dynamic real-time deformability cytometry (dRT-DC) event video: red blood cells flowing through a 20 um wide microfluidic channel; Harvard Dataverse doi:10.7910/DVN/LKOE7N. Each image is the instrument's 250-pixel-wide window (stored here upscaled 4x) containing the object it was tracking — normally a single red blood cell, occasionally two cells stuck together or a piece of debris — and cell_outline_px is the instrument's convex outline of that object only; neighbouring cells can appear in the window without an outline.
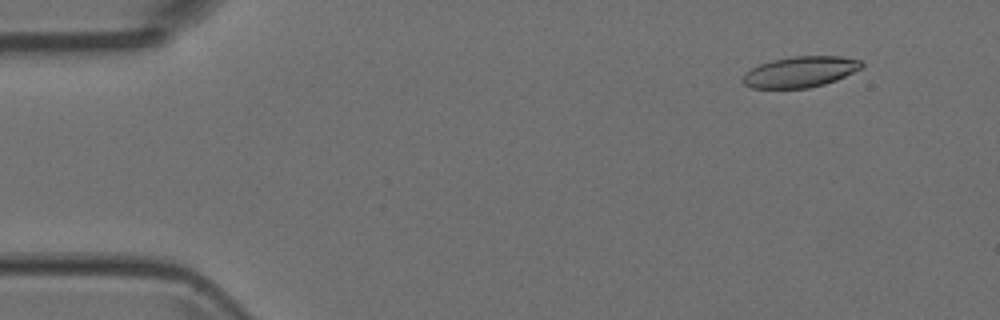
{"species": "Egyptian fruit bat (a non-hibernating species)", "species_latin": "Rousettus aegyptiacus", "temperature_condition": "room temperature", "stored_images_in_passage": 5, "camera_frame_rate_fps": 3000, "um_per_image_px": 0.085, "animal": {"sex": "female"}, "frame": {"image": 1, "passage_image": 2, "time_ms": 0.333, "image_size_px": [1000, 320], "cell_outline_px": [[864, 68], [836, 80], [824, 84], [808, 88], [752, 88], [744, 84], [740, 80], [744, 72], [760, 64], [772, 60], [792, 56], [840, 56], [860, 60], [864, 64]], "centroid_in_image_um": [68.02, 6.1], "position_along_channel_um": 17.0, "area_um2": 21.56}}
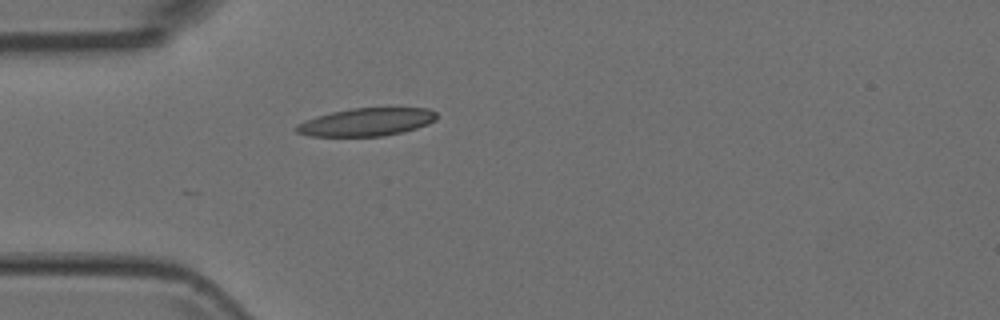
{"frame": {"image": 2, "passage_image": 5, "time_ms": 1.333, "image_size_px": [1000, 320], "cell_outline_px": [[436, 120], [428, 124], [404, 132], [384, 136], [308, 136], [296, 132], [292, 128], [296, 124], [304, 120], [316, 116], [332, 112], [352, 108], [428, 108], [436, 112]], "centroid_in_image_um": [31.11, 10.38], "position_along_channel_um": 53.9, "area_um2": 23.0}}